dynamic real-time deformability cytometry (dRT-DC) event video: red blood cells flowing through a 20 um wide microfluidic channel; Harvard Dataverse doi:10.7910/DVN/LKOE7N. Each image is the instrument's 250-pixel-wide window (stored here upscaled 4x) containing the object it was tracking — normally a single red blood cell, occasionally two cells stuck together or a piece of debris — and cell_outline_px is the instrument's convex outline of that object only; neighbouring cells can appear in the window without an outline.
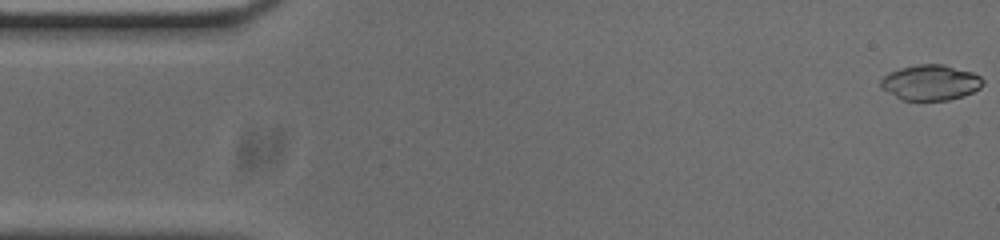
{"species": "common noctule bat (a hibernating species)", "species_latin": "Nyctalus noctula", "temperature_condition": "cold", "stored_images_in_passage": 53, "camera_frame_rate_fps": 3000, "um_per_image_px": 0.085, "animal": {"sex": "male", "body_mass_g": 20.0, "forearm_length_mm": 53.3}, "frame": {"image": 1, "passage_image": 1, "time_ms": 0.0, "image_size_px": [1000, 240], "cell_outline_px": [[984, 84], [980, 88], [964, 96], [948, 100], [900, 100], [880, 88], [880, 80], [888, 72], [900, 68], [916, 64], [944, 64], [972, 72], [980, 76], [984, 80]], "centroid_in_image_um": [79.08, 7.01], "position_along_channel_um": 5.9, "area_um2": 21.39}}
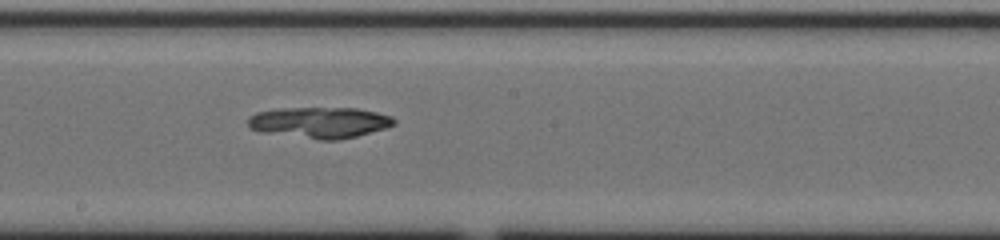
{"frame": {"image": 2, "passage_image": 28, "time_ms": 9.0, "image_size_px": [1000, 240], "cell_outline_px": [[396, 124], [388, 128], [340, 140], [320, 140], [260, 132], [248, 128], [248, 116], [256, 112], [276, 108], [356, 108], [376, 112], [392, 116], [396, 120]], "centroid_in_image_um": [27.16, 10.41], "position_along_channel_um": 221.0, "area_um2": 26.82}}
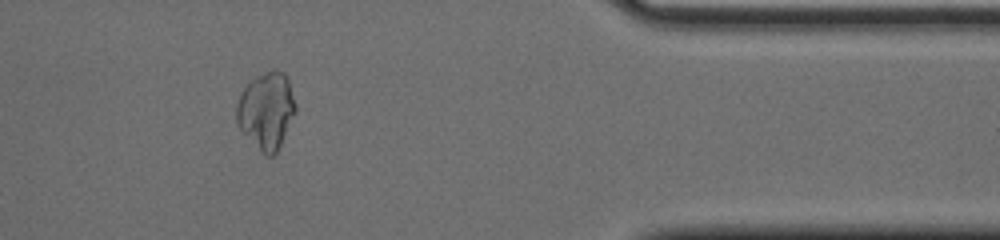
{"frame": {"image": 3, "passage_image": 44, "time_ms": 14.333, "image_size_px": [1000, 240], "cell_outline_px": [[296, 112], [276, 152], [272, 156], [268, 156], [236, 124], [236, 104], [240, 92], [256, 76], [276, 68], [284, 72], [288, 80], [296, 104]], "centroid_in_image_um": [22.64, 9.34], "position_along_channel_um": 388.8, "area_um2": 25.89}, "authors_computed_cell_mechanics": {"area_um2": 26.4724, "velocity_mm_per_s": 3.7291, "shape_relaxation_time_tau1_ms": 7.5175, "shape_relaxation_time_tau2_ms": null, "deformation_change_tau1": 0.1526, "deformation_change_tau2": null}}